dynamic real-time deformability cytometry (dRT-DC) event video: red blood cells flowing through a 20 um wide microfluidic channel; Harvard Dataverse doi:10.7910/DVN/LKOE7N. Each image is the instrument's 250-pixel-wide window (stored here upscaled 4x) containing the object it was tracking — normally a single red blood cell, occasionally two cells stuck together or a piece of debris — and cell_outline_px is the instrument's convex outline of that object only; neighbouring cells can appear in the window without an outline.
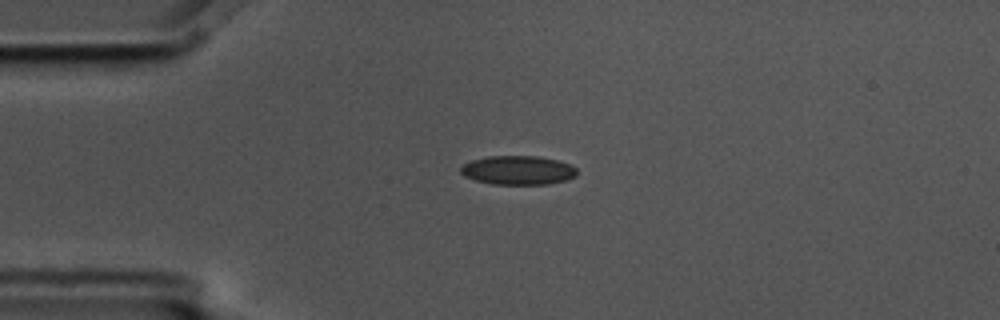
{"species": "common noctule bat (a hibernating species)", "species_latin": "Nyctalus noctula", "temperature_condition": "cold", "stored_images_in_passage": 2, "camera_frame_rate_fps": 3000, "um_per_image_px": 0.085, "animal": {"sex": "male", "body_mass_g": 17.5, "forearm_length_mm": 52.3}, "frame": {"image": 1, "passage_image": 1, "time_ms": 0.0, "image_size_px": [1000, 320], "cell_outline_px": [[576, 176], [568, 180], [548, 184], [492, 184], [476, 180], [464, 176], [460, 172], [460, 168], [464, 164], [472, 160], [488, 156], [536, 156], [556, 160], [572, 164], [576, 168]], "centroid_in_image_um": [44.05, 14.47], "position_along_channel_um": 41.0, "area_um2": 19.65}}